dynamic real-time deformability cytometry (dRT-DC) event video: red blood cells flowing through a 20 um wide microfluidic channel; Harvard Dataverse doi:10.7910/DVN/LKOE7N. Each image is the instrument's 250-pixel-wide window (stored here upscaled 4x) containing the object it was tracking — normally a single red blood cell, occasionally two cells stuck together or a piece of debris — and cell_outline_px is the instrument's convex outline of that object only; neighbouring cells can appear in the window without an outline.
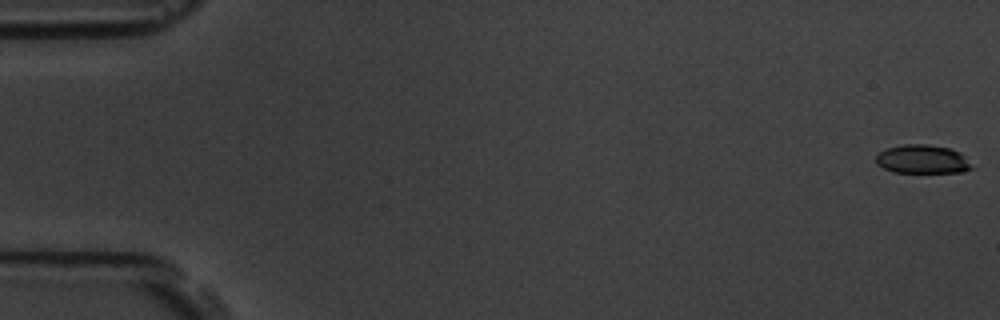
{"species": "common noctule bat (a hibernating species)", "species_latin": "Nyctalus noctula", "temperature_condition": "room temperature", "stored_images_in_passage": 6, "camera_frame_rate_fps": 3000, "um_per_image_px": 0.085, "animal": {"sex": "male", "body_mass_g": 19.5, "forearm_length_mm": 54.6}, "frame": {"image": 1, "passage_image": 1, "time_ms": 0.0, "image_size_px": [1000, 320], "cell_outline_px": [[976, 168], [964, 172], [892, 172], [876, 164], [876, 156], [880, 152], [888, 148], [904, 144], [928, 144], [948, 148], [960, 152]], "centroid_in_image_um": [78.44, 13.54], "position_along_channel_um": 6.6, "area_um2": 16.07}}
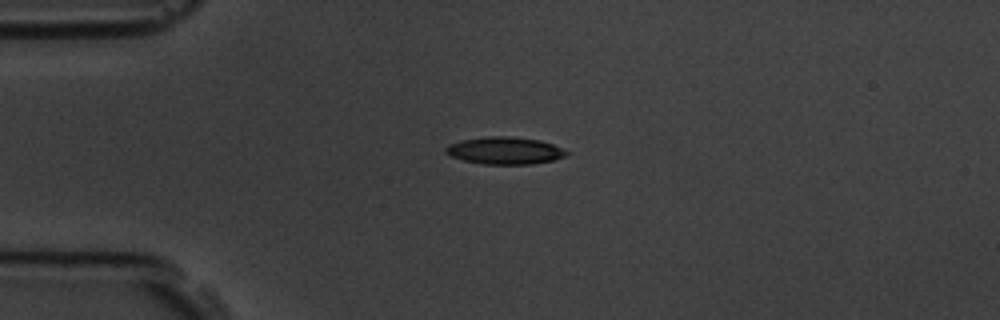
{"frame": {"image": 2, "passage_image": 4, "time_ms": 4.333, "image_size_px": [1000, 320], "cell_outline_px": [[572, 152], [568, 156], [552, 160], [532, 164], [484, 164], [464, 160], [452, 156], [444, 152], [444, 148], [448, 144], [460, 140], [484, 136], [512, 136], [540, 140], [552, 144]], "centroid_in_image_um": [42.93, 12.79], "position_along_channel_um": 42.1, "area_um2": 19.42}}
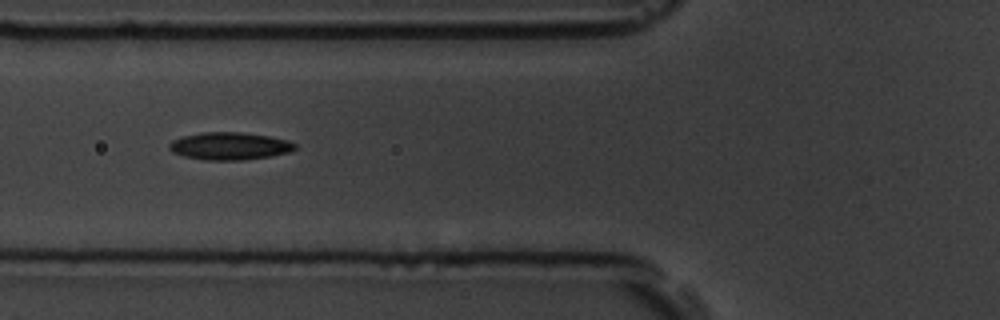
{"frame": {"image": 3, "passage_image": 6, "time_ms": 6.667, "image_size_px": [1000, 320], "cell_outline_px": [[296, 148], [292, 152], [272, 156], [244, 160], [204, 160], [184, 156], [172, 152], [168, 148], [168, 144], [172, 140], [184, 136], [200, 132], [240, 132], [268, 136], [288, 140], [296, 144]], "centroid_in_image_um": [19.53, 12.42], "position_along_channel_um": 106.3, "area_um2": 20.35}}